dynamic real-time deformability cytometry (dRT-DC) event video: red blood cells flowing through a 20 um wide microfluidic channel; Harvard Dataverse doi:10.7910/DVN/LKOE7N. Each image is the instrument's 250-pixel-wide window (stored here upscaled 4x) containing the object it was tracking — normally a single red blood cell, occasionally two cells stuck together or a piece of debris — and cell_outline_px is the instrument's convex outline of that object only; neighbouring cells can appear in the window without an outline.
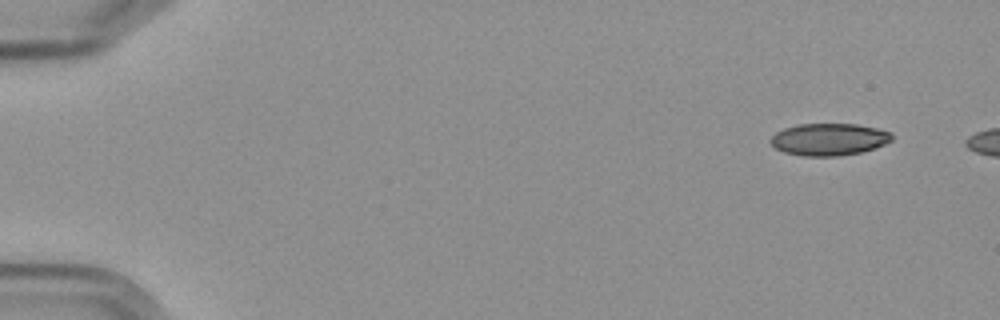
{"species": "Egyptian fruit bat (a non-hibernating species)", "species_latin": "Rousettus aegyptiacus", "temperature_condition": "cold", "stored_images_in_passage": 3, "camera_frame_rate_fps": 3000, "um_per_image_px": 0.085, "frame": {"image": 1, "passage_image": 1, "time_ms": 0.0, "image_size_px": [1000, 320], "cell_outline_px": [[892, 140], [884, 144], [860, 152], [836, 156], [804, 156], [784, 152], [776, 148], [768, 140], [776, 132], [784, 128], [796, 124], [856, 124], [876, 128], [892, 132]], "centroid_in_image_um": [70.44, 11.84], "position_along_channel_um": 14.6, "area_um2": 22.6}}